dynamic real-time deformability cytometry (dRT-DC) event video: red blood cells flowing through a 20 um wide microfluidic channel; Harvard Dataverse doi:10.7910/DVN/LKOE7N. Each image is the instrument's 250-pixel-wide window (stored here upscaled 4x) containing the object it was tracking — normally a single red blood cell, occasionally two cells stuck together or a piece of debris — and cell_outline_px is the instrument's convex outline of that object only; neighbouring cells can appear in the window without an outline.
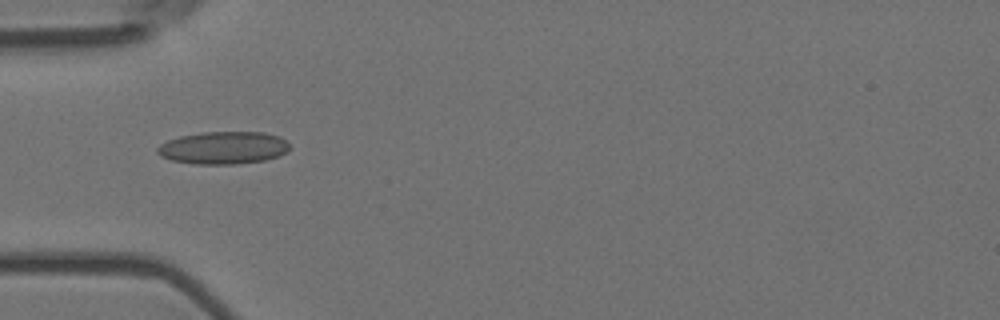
{"species": "Egyptian fruit bat (a non-hibernating species)", "species_latin": "Rousettus aegyptiacus", "temperature_condition": "room temperature", "stored_images_in_passage": 4, "camera_frame_rate_fps": 3000, "um_per_image_px": 0.085, "animal": {"sex": "female"}, "frame": {"image": 1, "passage_image": 4, "time_ms": 1.0, "image_size_px": [1000, 320], "cell_outline_px": [[292, 148], [280, 156], [264, 160], [236, 164], [192, 164], [172, 160], [160, 156], [156, 152], [156, 148], [160, 144], [168, 140], [180, 136], [204, 132], [264, 132], [280, 136]], "centroid_in_image_um": [18.99, 12.56], "position_along_channel_um": 66.0, "area_um2": 25.26}}